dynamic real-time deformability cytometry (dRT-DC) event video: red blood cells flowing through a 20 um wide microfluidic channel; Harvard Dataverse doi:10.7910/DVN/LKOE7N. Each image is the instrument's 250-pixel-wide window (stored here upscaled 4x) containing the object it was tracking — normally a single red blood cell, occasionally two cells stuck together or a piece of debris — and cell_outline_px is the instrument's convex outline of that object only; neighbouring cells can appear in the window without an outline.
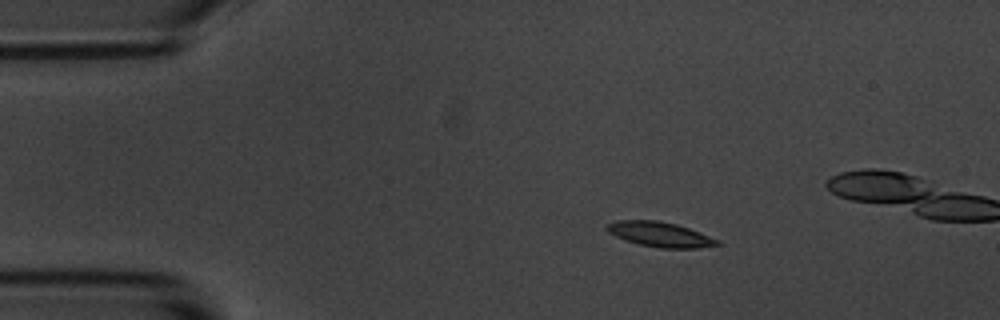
{"species": "common noctule bat (a hibernating species)", "species_latin": "Nyctalus noctula", "temperature_condition": "room temperature", "stored_images_in_passage": 56, "camera_frame_rate_fps": 3000, "um_per_image_px": 0.085, "animal": {"sex": "male", "body_mass_g": 20.1, "forearm_length_mm": 53.5}, "frame": {"image": 1, "passage_image": 8, "time_ms": 2.333, "image_size_px": [1000, 320], "cell_outline_px": [[724, 244], [696, 248], [660, 248], [640, 244], [624, 240], [608, 232], [604, 228], [608, 224], [616, 220], [656, 220], [676, 224], [700, 232], [720, 240]], "centroid_in_image_um": [56.12, 19.92], "position_along_channel_um": 28.9, "area_um2": 16.07}}
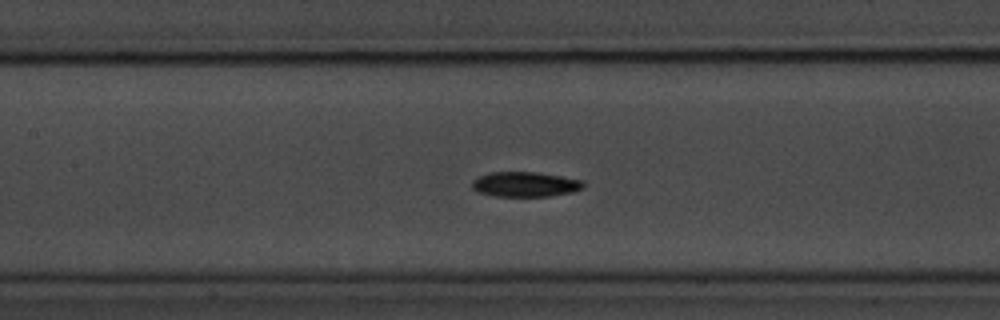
{"frame": {"image": 2, "passage_image": 24, "time_ms": 7.667, "image_size_px": [1000, 320], "cell_outline_px": [[584, 188], [572, 192], [552, 196], [496, 196], [480, 192], [472, 188], [472, 180], [488, 172], [536, 172], [584, 180]], "centroid_in_image_um": [44.66, 15.66], "position_along_channel_um": 162.7, "area_um2": 16.18}}
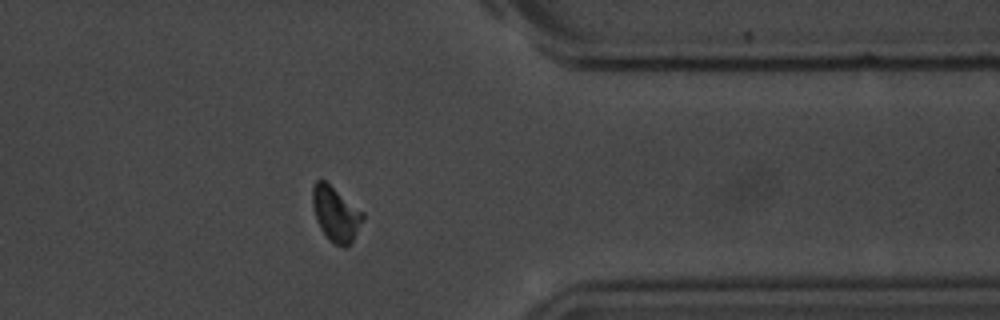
{"frame": {"image": 3, "passage_image": 44, "time_ms": 14.333, "image_size_px": [1000, 320], "cell_outline_px": [[364, 220], [352, 244], [344, 248], [332, 244], [328, 240], [320, 228], [316, 220], [312, 204], [312, 188], [316, 180], [324, 180], [364, 212]], "centroid_in_image_um": [28.55, 18.24], "position_along_channel_um": 382.8, "area_um2": 16.42}, "authors_computed_cell_mechanics": {"area_um2": 15.895, "velocity_mm_per_s": 3.4856, "shape_relaxation_time_tau1_ms": 2.357, "shape_relaxation_time_tau2_ms": 7.1593, "deformation_change_tau1": 0.125, "deformation_change_tau2": 0.1371}}